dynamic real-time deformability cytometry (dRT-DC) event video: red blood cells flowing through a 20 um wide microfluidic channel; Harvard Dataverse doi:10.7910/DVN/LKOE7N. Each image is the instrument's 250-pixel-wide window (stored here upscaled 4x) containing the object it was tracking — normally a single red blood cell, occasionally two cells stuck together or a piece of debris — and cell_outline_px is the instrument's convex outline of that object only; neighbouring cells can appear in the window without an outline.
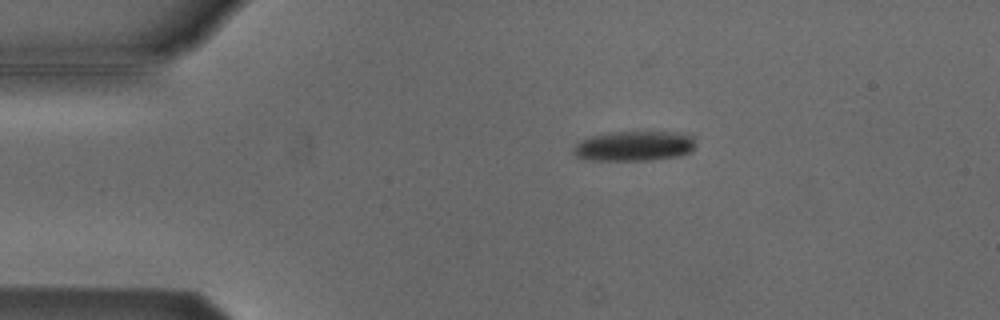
{"species": "Egyptian fruit bat (a non-hibernating species)", "species_latin": "Rousettus aegyptiacus", "temperature_condition": "cold", "stored_images_in_passage": 5, "camera_frame_rate_fps": 3000, "um_per_image_px": 0.085, "animal": {"sex": "male"}, "frame": {"image": 1, "passage_image": 3, "time_ms": 0.667, "image_size_px": [1000, 320], "cell_outline_px": [[696, 144], [692, 152], [680, 156], [648, 160], [592, 160], [576, 156], [572, 152], [572, 148], [580, 140], [592, 136], [620, 132], [688, 132], [696, 136]], "centroid_in_image_um": [54.01, 12.4], "position_along_channel_um": 31.0, "area_um2": 21.62}}